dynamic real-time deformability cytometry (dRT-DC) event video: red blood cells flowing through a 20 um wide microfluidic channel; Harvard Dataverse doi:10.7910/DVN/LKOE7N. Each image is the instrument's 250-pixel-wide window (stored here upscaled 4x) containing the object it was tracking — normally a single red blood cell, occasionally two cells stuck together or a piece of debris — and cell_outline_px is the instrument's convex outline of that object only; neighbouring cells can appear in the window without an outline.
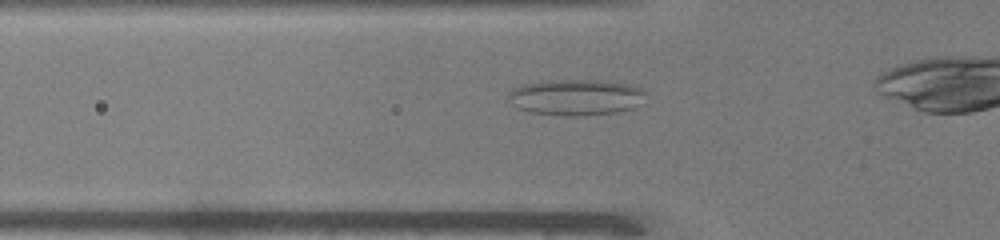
{"species": "common noctule bat (a hibernating species)", "species_latin": "Nyctalus noctula", "temperature_condition": "warm", "stored_images_in_passage": 28, "camera_frame_rate_fps": 3000, "um_per_image_px": 0.085, "animal": {"sex": "male", "body_mass_g": 19.0, "forearm_length_mm": 50.8}, "frame": {"image": 1, "passage_image": 4, "time_ms": 1.0, "image_size_px": [1000, 240], "cell_outline_px": [[648, 92], [632, 108], [616, 112], [576, 116], [568, 116], [532, 112], [520, 108], [512, 104], [508, 100], [508, 92], [512, 88], [524, 84], [544, 80], [612, 80], [644, 88]], "centroid_in_image_um": [48.95, 8.24], "position_along_channel_um": 76.8, "area_um2": 28.96}}
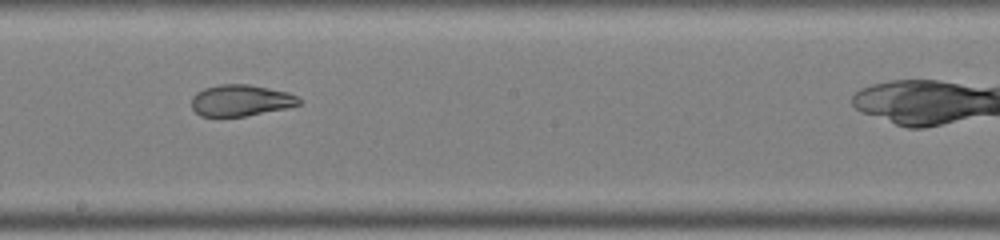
{"frame": {"image": 2, "passage_image": 15, "time_ms": 4.667, "image_size_px": [1000, 240], "cell_outline_px": [[304, 100], [300, 104], [284, 108], [244, 116], [200, 116], [192, 108], [192, 96], [196, 92], [204, 88], [220, 84], [248, 84], [288, 92]], "centroid_in_image_um": [20.45, 8.52], "position_along_channel_um": 227.7, "area_um2": 19.54}}
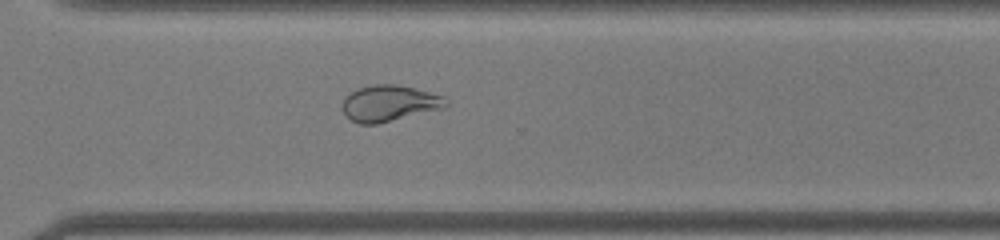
{"frame": {"image": 3, "passage_image": 23, "time_ms": 7.333, "image_size_px": [1000, 240], "cell_outline_px": [[448, 104], [440, 108], [376, 124], [360, 124], [352, 120], [344, 112], [344, 100], [352, 92], [360, 88], [376, 84], [396, 84], [416, 88], [444, 96]], "centroid_in_image_um": [33.1, 8.76], "position_along_channel_um": 337.5, "area_um2": 21.1}}